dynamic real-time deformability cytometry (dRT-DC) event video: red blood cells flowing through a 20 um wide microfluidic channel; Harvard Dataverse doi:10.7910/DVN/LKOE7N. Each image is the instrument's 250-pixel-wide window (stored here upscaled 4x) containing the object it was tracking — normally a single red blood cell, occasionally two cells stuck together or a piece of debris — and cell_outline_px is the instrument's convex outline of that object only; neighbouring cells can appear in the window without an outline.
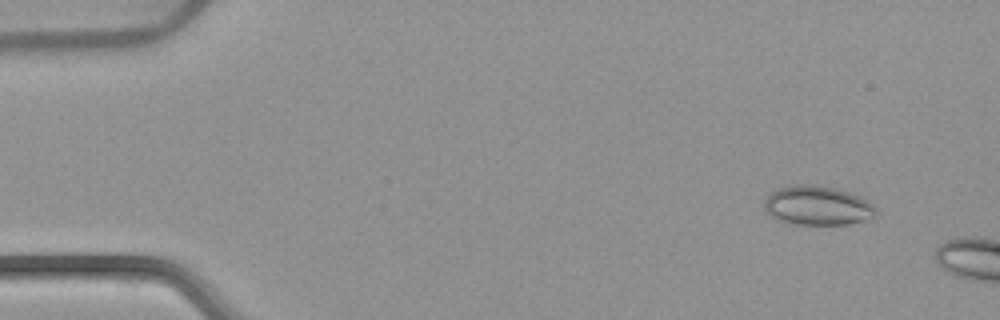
{"species": "common noctule bat (a hibernating species)", "species_latin": "Nyctalus noctula", "temperature_condition": "warm", "stored_images_in_passage": 9, "camera_frame_rate_fps": 3000, "um_per_image_px": 0.085, "animal": {"sex": "female", "body_mass_g": 22.7, "forearm_length_mm": 54.2}, "frame": {"image": 1, "passage_image": 3, "time_ms": 0.667, "image_size_px": [1000, 320], "cell_outline_px": [[876, 212], [872, 216], [864, 220], [848, 224], [796, 224], [780, 220], [772, 216], [764, 208], [764, 200], [776, 188], [788, 184], [816, 184], [848, 192], [860, 196], [868, 200], [876, 208]], "centroid_in_image_um": [69.46, 17.45], "position_along_channel_um": 15.5, "area_um2": 25.43}}